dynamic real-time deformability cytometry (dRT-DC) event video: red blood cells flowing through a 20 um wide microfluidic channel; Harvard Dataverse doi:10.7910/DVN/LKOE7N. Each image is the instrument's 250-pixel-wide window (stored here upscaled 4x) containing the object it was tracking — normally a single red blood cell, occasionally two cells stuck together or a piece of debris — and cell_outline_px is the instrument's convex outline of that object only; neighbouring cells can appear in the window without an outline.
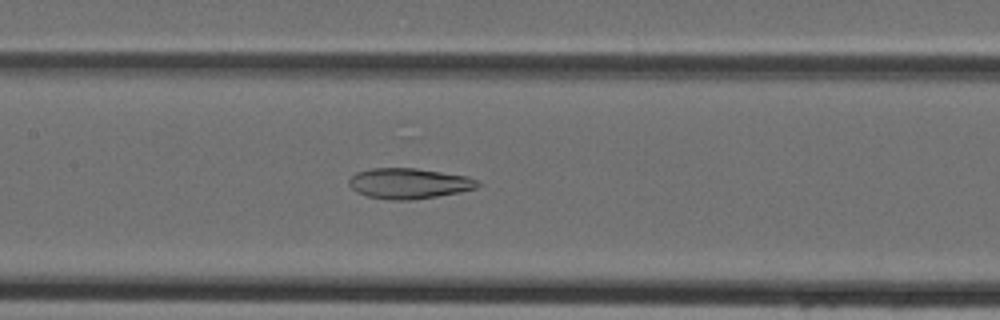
{"species": "Egyptian fruit bat (a non-hibernating species)", "species_latin": "Rousettus aegyptiacus", "temperature_condition": "cold", "stored_images_in_passage": 44, "camera_frame_rate_fps": 3000, "um_per_image_px": 0.085, "animal": {"sex": "female"}, "frame": {"image": 1, "passage_image": 22, "time_ms": 7.0, "image_size_px": [1000, 320], "cell_outline_px": [[480, 184], [476, 188], [460, 192], [412, 200], [392, 200], [368, 196], [356, 192], [348, 184], [348, 180], [356, 172], [372, 168], [416, 168], [468, 176], [480, 180]], "centroid_in_image_um": [34.77, 15.58], "position_along_channel_um": 172.6, "area_um2": 22.95}}
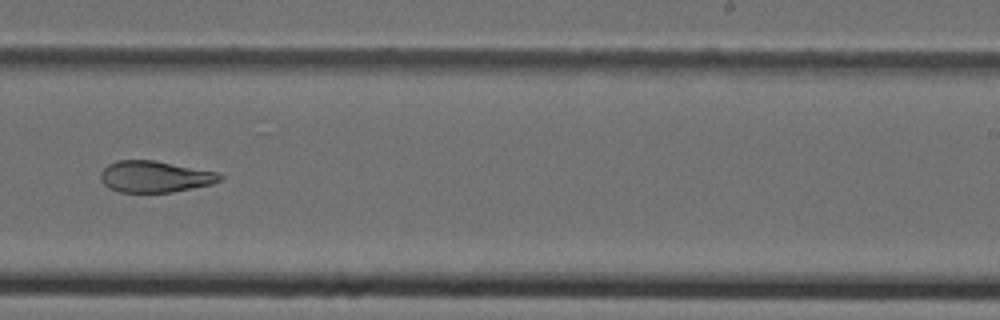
{"frame": {"image": 2, "passage_image": 29, "time_ms": 9.333, "image_size_px": [1000, 320], "cell_outline_px": [[224, 176], [220, 180], [212, 184], [172, 192], [120, 192], [108, 188], [100, 180], [100, 172], [108, 164], [116, 160], [152, 160], [220, 172]], "centroid_in_image_um": [13.16, 15.01], "position_along_channel_um": 275.8, "area_um2": 21.96}}
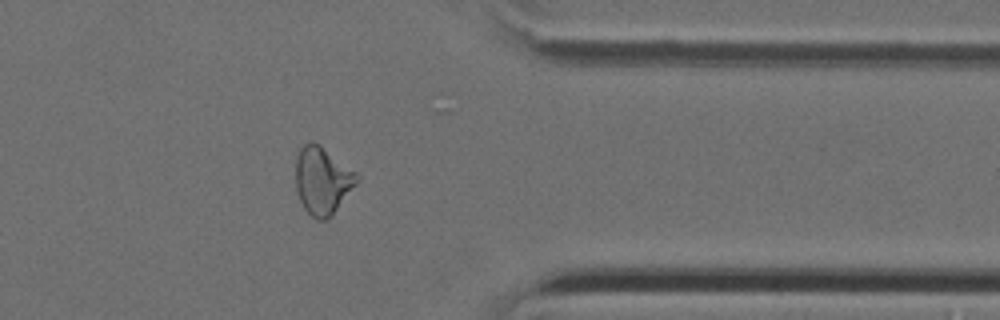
{"frame": {"image": 3, "passage_image": 37, "time_ms": 12.0, "image_size_px": [1000, 320], "cell_outline_px": [[360, 176], [356, 184], [332, 216], [324, 220], [316, 220], [304, 208], [300, 200], [296, 188], [296, 156], [300, 148], [304, 144], [312, 140], [320, 144], [356, 172]], "centroid_in_image_um": [27.4, 15.33], "position_along_channel_um": 384.0, "area_um2": 24.1}}